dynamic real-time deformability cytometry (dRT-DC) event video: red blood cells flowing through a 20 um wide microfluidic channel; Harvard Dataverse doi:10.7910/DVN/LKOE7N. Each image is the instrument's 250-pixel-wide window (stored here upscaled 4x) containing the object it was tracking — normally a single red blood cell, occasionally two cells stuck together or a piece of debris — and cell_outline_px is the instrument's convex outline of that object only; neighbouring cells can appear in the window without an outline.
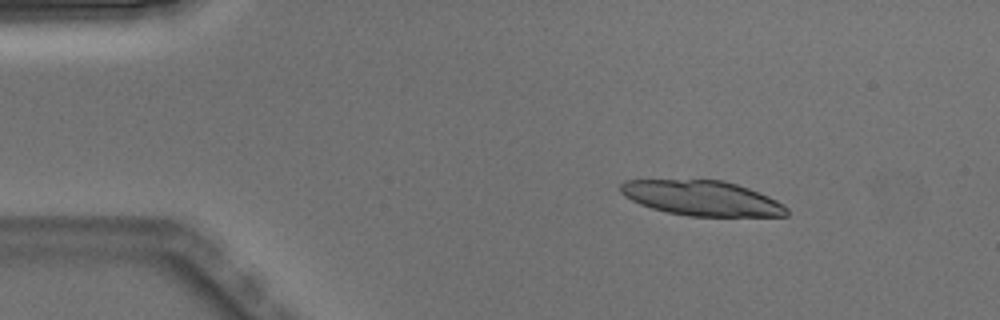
{"species": "Egyptian fruit bat (a non-hibernating species)", "species_latin": "Rousettus aegyptiacus", "temperature_condition": "warm", "stored_images_in_passage": 4, "camera_frame_rate_fps": 3000, "um_per_image_px": 0.085, "animal": {"sex": "male"}, "frame": {"image": 1, "passage_image": 3, "time_ms": 0.667, "image_size_px": [1000, 320], "cell_outline_px": [[788, 216], [688, 216], [668, 212], [652, 208], [640, 204], [624, 196], [620, 192], [620, 184], [624, 180], [724, 180], [748, 188], [768, 196], [784, 204], [788, 208]], "centroid_in_image_um": [59.67, 16.84], "position_along_channel_um": 25.3, "area_um2": 33.81}}